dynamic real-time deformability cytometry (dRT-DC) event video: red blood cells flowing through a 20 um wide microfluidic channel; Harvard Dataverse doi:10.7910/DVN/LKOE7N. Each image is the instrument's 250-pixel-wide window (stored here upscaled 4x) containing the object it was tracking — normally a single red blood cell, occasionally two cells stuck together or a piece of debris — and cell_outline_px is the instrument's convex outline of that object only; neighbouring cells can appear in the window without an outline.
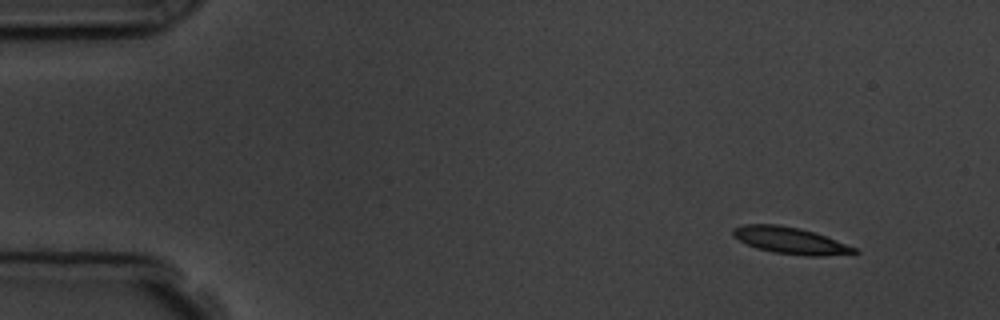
{"species": "common noctule bat (a hibernating species)", "species_latin": "Nyctalus noctula", "temperature_condition": "room temperature", "stored_images_in_passage": 5, "camera_frame_rate_fps": 3000, "um_per_image_px": 0.085, "animal": {"sex": "male", "body_mass_g": 19.5, "forearm_length_mm": 54.6}, "frame": {"image": 1, "passage_image": 1, "time_ms": 0.0, "image_size_px": [1000, 320], "cell_outline_px": [[860, 252], [856, 256], [804, 256], [772, 252], [756, 248], [732, 236], [732, 228], [744, 224], [776, 224], [800, 228], [816, 232], [856, 248]], "centroid_in_image_um": [67.27, 20.47], "position_along_channel_um": 17.7, "area_um2": 19.36}}
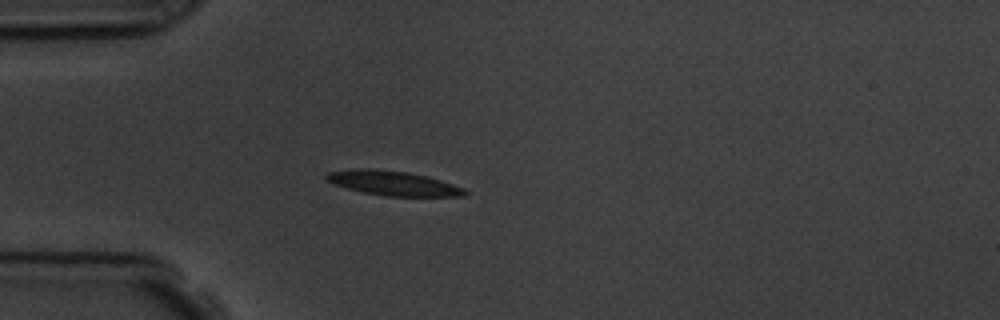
{"frame": {"image": 2, "passage_image": 4, "time_ms": 3.333, "image_size_px": [1000, 320], "cell_outline_px": [[468, 196], [388, 196], [364, 192], [348, 188], [336, 184], [328, 180], [324, 176], [328, 172], [352, 168], [372, 168], [408, 172], [428, 176], [464, 188], [468, 192]], "centroid_in_image_um": [33.44, 15.56], "position_along_channel_um": 51.6, "area_um2": 19.71}}